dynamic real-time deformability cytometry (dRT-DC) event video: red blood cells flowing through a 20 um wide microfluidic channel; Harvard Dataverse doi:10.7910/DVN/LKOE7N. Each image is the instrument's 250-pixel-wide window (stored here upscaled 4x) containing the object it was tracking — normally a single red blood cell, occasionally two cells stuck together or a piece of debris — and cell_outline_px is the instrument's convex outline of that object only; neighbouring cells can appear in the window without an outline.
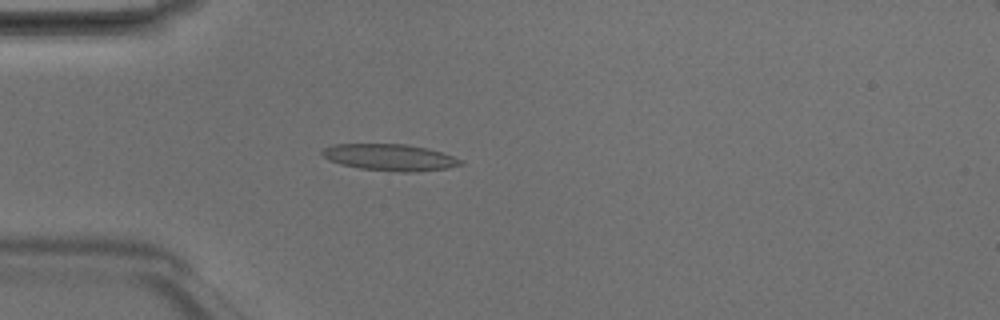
{"species": "Egyptian fruit bat (a non-hibernating species)", "species_latin": "Rousettus aegyptiacus", "temperature_condition": "room temperature", "stored_images_in_passage": 3, "camera_frame_rate_fps": 3000, "um_per_image_px": 0.085, "animal": {"sex": "male"}, "frame": {"image": 1, "passage_image": 3, "time_ms": 0.667, "image_size_px": [1000, 320], "cell_outline_px": [[464, 164], [448, 168], [416, 172], [400, 172], [360, 168], [340, 164], [328, 160], [320, 152], [324, 148], [336, 144], [408, 144], [428, 148], [464, 160]], "centroid_in_image_um": [33.17, 13.38], "position_along_channel_um": 51.8, "area_um2": 21.5}}